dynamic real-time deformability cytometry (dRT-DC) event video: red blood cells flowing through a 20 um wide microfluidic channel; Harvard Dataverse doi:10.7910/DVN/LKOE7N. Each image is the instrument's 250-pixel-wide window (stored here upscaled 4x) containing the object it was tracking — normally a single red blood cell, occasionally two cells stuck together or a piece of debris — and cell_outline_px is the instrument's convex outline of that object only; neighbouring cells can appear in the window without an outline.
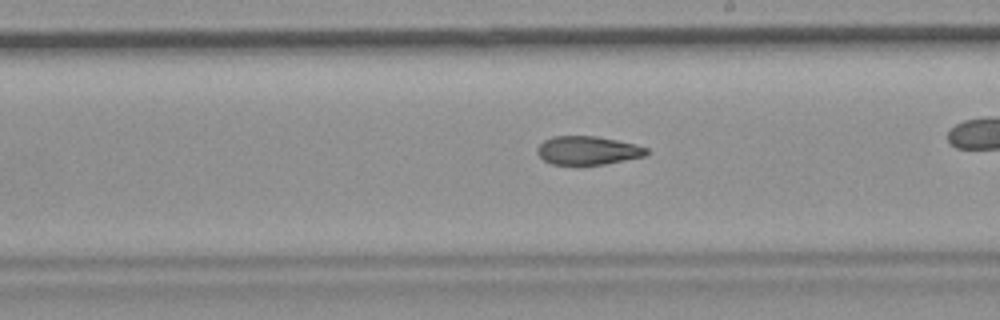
{"species": "common noctule bat (a hibernating species)", "species_latin": "Nyctalus noctula", "temperature_condition": "room temperature", "stored_images_in_passage": 43, "camera_frame_rate_fps": 3000, "um_per_image_px": 0.085, "animal": {"sex": "female", "body_mass_g": 19.9}, "frame": {"image": 1, "passage_image": 31, "time_ms": 10.0, "image_size_px": [1000, 320], "cell_outline_px": [[648, 152], [644, 156], [604, 164], [552, 164], [544, 160], [536, 152], [536, 148], [544, 140], [552, 136], [596, 136], [636, 144], [648, 148]], "centroid_in_image_um": [49.94, 12.77], "position_along_channel_um": 239.1, "area_um2": 18.03}}